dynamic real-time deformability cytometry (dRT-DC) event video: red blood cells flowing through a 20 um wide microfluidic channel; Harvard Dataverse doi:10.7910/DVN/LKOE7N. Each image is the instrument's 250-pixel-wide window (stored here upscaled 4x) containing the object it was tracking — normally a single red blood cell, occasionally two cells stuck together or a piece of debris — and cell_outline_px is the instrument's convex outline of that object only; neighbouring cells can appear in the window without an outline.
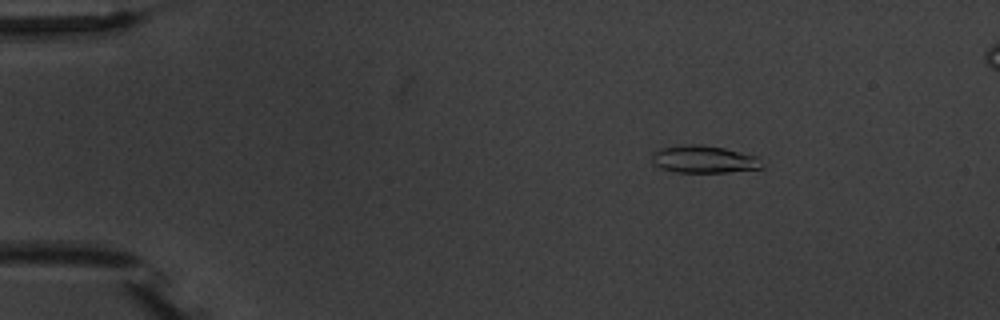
{"species": "common noctule bat (a hibernating species)", "species_latin": "Nyctalus noctula", "temperature_condition": "warm", "stored_images_in_passage": 6, "camera_frame_rate_fps": 3000, "um_per_image_px": 0.085, "animal": {"sex": "male", "body_mass_g": 20.1, "forearm_length_mm": 53.5}, "frame": {"image": 1, "passage_image": 3, "time_ms": 2.667, "image_size_px": [1000, 320], "cell_outline_px": [[764, 168], [728, 172], [676, 172], [660, 168], [652, 164], [652, 152], [660, 148], [688, 144], [700, 144], [724, 148], [756, 156]], "centroid_in_image_um": [59.78, 13.54], "position_along_channel_um": 25.2, "area_um2": 17.57}}